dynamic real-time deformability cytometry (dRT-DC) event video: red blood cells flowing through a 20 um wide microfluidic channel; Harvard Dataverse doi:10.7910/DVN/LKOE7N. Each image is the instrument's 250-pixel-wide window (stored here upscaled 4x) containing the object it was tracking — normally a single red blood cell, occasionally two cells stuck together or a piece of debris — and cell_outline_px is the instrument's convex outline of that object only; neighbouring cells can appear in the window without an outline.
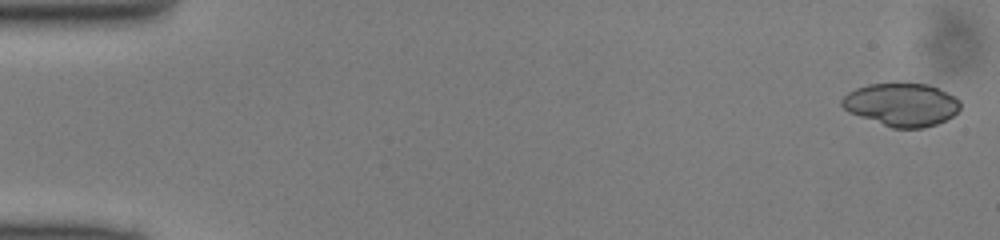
{"species": "common noctule bat (a hibernating species)", "species_latin": "Nyctalus noctula", "temperature_condition": "cold", "stored_images_in_passage": 49, "camera_frame_rate_fps": 3000, "um_per_image_px": 0.085, "animal": {"sex": "male", "body_mass_g": 13.0, "forearm_length_mm": 53.1}, "frame": {"image": 1, "passage_image": 1, "time_ms": 0.0, "image_size_px": [1000, 240], "cell_outline_px": [[960, 108], [952, 116], [936, 124], [924, 128], [892, 128], [848, 112], [840, 104], [840, 100], [848, 92], [856, 88], [868, 84], [928, 84], [960, 100]], "centroid_in_image_um": [76.59, 8.9], "position_along_channel_um": 8.4, "area_um2": 29.36}}